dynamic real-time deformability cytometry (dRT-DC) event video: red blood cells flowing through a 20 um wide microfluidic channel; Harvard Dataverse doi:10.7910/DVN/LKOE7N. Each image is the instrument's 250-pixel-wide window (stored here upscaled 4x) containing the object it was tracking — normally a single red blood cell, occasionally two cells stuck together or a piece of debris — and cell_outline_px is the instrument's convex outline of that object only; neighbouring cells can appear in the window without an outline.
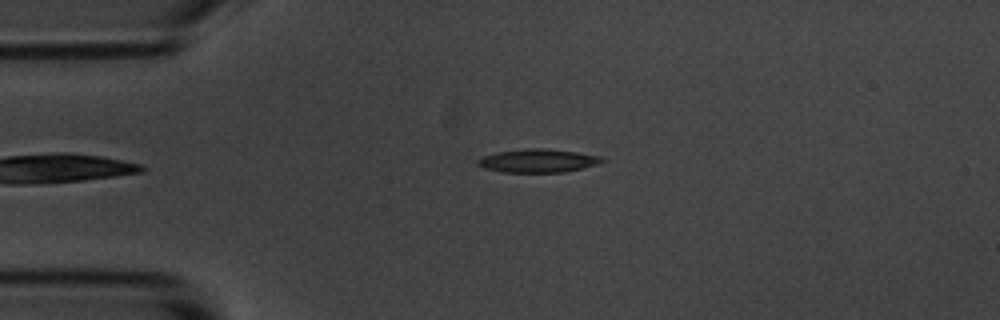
{"species": "common noctule bat (a hibernating species)", "species_latin": "Nyctalus noctula", "temperature_condition": "room temperature", "stored_images_in_passage": 4, "camera_frame_rate_fps": 3000, "um_per_image_px": 0.085, "animal": {"sex": "male", "body_mass_g": 20.1, "forearm_length_mm": 53.5}, "frame": {"image": 1, "passage_image": 4, "time_ms": 3.333, "image_size_px": [1000, 320], "cell_outline_px": [[608, 160], [584, 168], [564, 172], [504, 172], [484, 168], [476, 164], [476, 160], [484, 156], [496, 152], [528, 148], [544, 148], [576, 152], [600, 156]], "centroid_in_image_um": [45.73, 13.66], "position_along_channel_um": 39.3, "area_um2": 16.94}}